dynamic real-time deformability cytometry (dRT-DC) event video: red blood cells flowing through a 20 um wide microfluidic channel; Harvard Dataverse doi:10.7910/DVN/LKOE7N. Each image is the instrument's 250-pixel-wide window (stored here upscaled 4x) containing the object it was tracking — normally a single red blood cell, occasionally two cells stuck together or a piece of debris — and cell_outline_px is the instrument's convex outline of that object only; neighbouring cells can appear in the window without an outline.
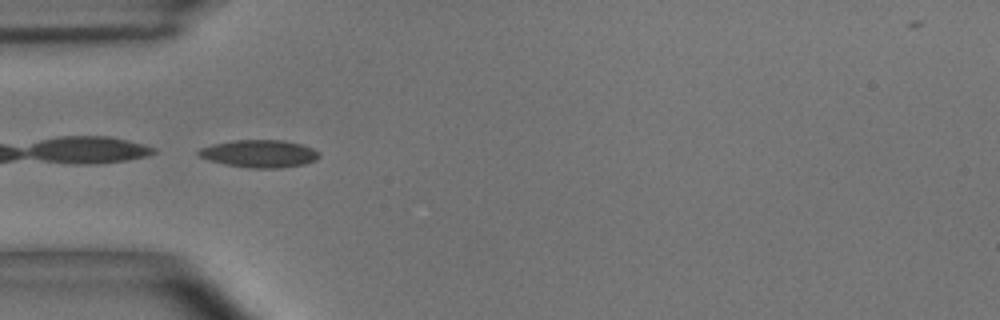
{"species": "common noctule bat (a hibernating species)", "species_latin": "Nyctalus noctula", "temperature_condition": "room temperature", "stored_images_in_passage": 39, "camera_frame_rate_fps": 3000, "um_per_image_px": 0.085, "animal": {"sex": "male", "body_mass_g": 15.6}, "frame": {"image": 1, "passage_image": 1, "time_ms": 0.0, "image_size_px": [1000, 320], "cell_outline_px": [[320, 156], [316, 160], [304, 164], [280, 168], [248, 168], [224, 164], [208, 160], [200, 156], [196, 152], [200, 148], [212, 144], [232, 140], [284, 140], [300, 144], [312, 148], [320, 152]], "centroid_in_image_um": [22.04, 13.06], "position_along_channel_um": 63.0, "area_um2": 19.48}}
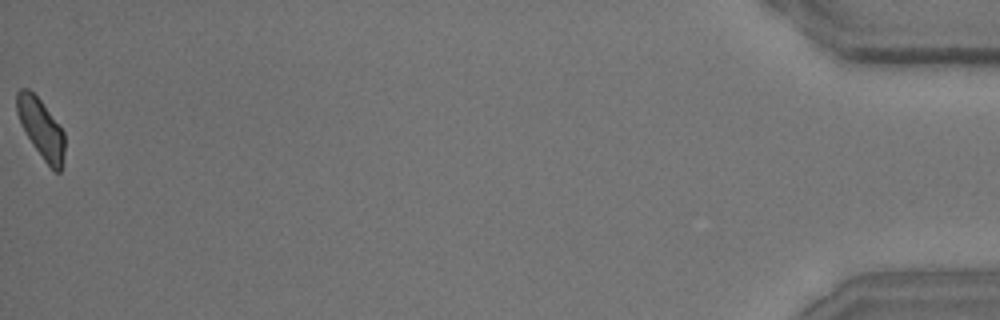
{"frame": {"image": 2, "passage_image": 39, "time_ms": 12.667, "image_size_px": [1000, 320], "cell_outline_px": [[64, 152], [60, 172], [56, 172], [44, 160], [32, 144], [16, 112], [16, 92], [20, 88], [28, 88], [40, 100], [64, 132]], "centroid_in_image_um": [3.48, 10.89], "position_along_channel_um": 431.7, "area_um2": 16.07}, "authors_computed_cell_mechanics": {"area_um2": 17.5134, "velocity_mm_per_s": 3.6789, "shape_relaxation_time_tau1_ms": 5.2881, "shape_relaxation_time_tau2_ms": 2.3708, "deformation_change_tau1": 0.1584, "deformation_change_tau2": 0.0927}}